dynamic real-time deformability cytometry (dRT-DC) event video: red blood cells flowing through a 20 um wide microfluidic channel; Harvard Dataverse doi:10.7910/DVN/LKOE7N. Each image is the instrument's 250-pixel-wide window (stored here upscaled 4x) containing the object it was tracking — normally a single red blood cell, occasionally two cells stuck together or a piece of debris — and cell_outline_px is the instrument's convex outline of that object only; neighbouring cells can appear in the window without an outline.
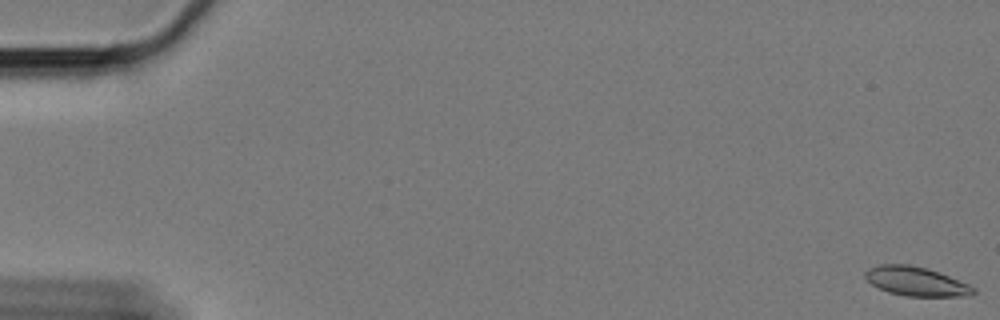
{"species": "Egyptian fruit bat (a non-hibernating species)", "species_latin": "Rousettus aegyptiacus", "temperature_condition": "cold", "stored_images_in_passage": 61, "camera_frame_rate_fps": 3000, "um_per_image_px": 0.085, "animal": {"sex": "female"}, "frame": {"image": 1, "passage_image": 1, "time_ms": 0.0, "image_size_px": [1000, 320], "cell_outline_px": [[976, 292], [972, 296], [904, 296], [888, 292], [872, 284], [864, 276], [864, 272], [868, 268], [880, 264], [908, 264], [928, 268], [968, 284], [976, 288]], "centroid_in_image_um": [77.87, 23.91], "position_along_channel_um": 7.1, "area_um2": 18.38}}
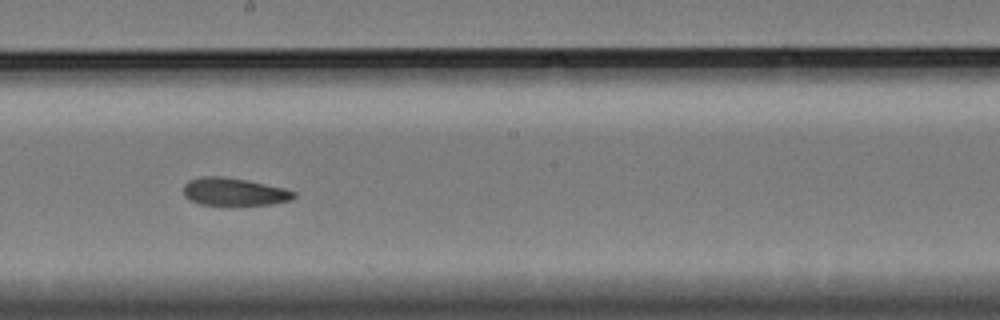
{"frame": {"image": 2, "passage_image": 35, "time_ms": 11.333, "image_size_px": [1000, 320], "cell_outline_px": [[296, 196], [292, 200], [272, 204], [232, 208], [200, 204], [188, 200], [184, 196], [184, 184], [188, 180], [200, 176], [224, 176], [248, 180], [284, 188], [296, 192]], "centroid_in_image_um": [19.89, 16.34], "position_along_channel_um": 228.3, "area_um2": 18.9}}
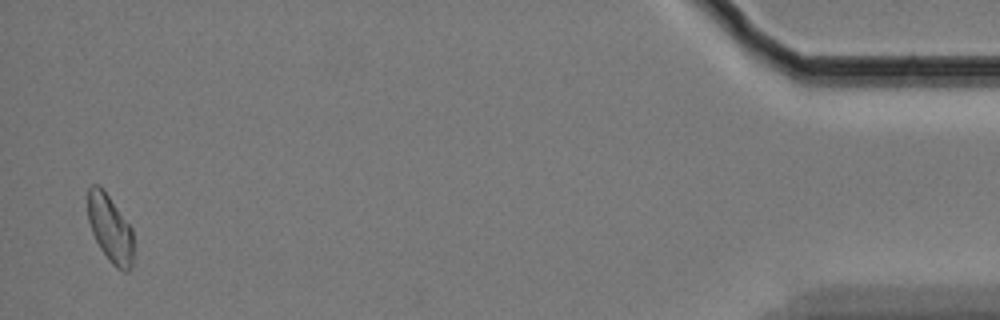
{"frame": {"image": 3, "passage_image": 60, "time_ms": 19.667, "image_size_px": [1000, 320], "cell_outline_px": [[132, 268], [128, 272], [124, 272], [116, 268], [108, 260], [100, 248], [92, 232], [88, 220], [88, 188], [92, 184], [96, 184], [108, 196], [132, 228]], "centroid_in_image_um": [9.36, 19.48], "position_along_channel_um": 425.8, "area_um2": 17.69}, "authors_computed_cell_mechanics": {"area_um2": 18.496, "velocity_mm_per_s": 3.325, "shape_relaxation_time_tau1_ms": null, "shape_relaxation_time_tau2_ms": 4.7192, "deformation_change_tau1": null, "deformation_change_tau2": 0.1085}}